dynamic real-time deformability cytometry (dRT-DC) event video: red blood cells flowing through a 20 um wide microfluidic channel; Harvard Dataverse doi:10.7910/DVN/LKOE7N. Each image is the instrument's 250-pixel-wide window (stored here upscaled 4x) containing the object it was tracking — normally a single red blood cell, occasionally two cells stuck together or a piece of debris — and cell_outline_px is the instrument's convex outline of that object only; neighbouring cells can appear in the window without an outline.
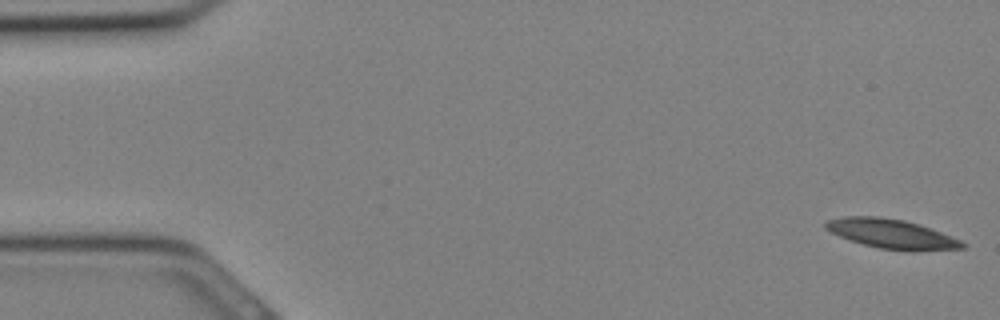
{"species": "Egyptian fruit bat (a non-hibernating species)", "species_latin": "Rousettus aegyptiacus", "temperature_condition": "cold", "stored_images_in_passage": 32, "camera_frame_rate_fps": 3000, "um_per_image_px": 0.085, "animal": {"sex": "female"}, "frame": {"image": 1, "passage_image": 1, "time_ms": 0.0, "image_size_px": [1000, 320], "cell_outline_px": [[968, 248], [912, 252], [880, 248], [848, 240], [824, 228], [824, 220], [844, 216], [880, 216], [904, 220], [940, 232], [960, 240], [968, 244]], "centroid_in_image_um": [75.79, 19.89], "position_along_channel_um": 9.2, "area_um2": 23.58}}
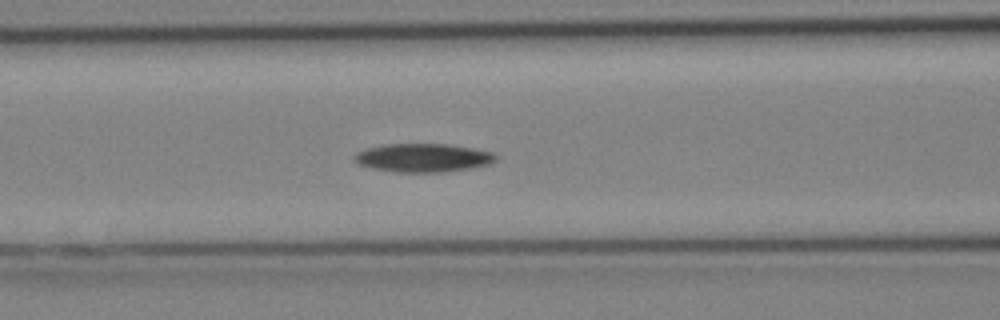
{"frame": {"image": 2, "passage_image": 13, "time_ms": 4.0, "image_size_px": [1000, 320], "cell_outline_px": [[496, 160], [492, 164], [444, 172], [396, 172], [372, 168], [360, 164], [352, 160], [352, 156], [356, 152], [364, 148], [380, 144], [448, 144], [472, 148], [492, 152], [496, 156]], "centroid_in_image_um": [35.91, 13.4], "position_along_channel_um": 130.7, "area_um2": 23.64}}
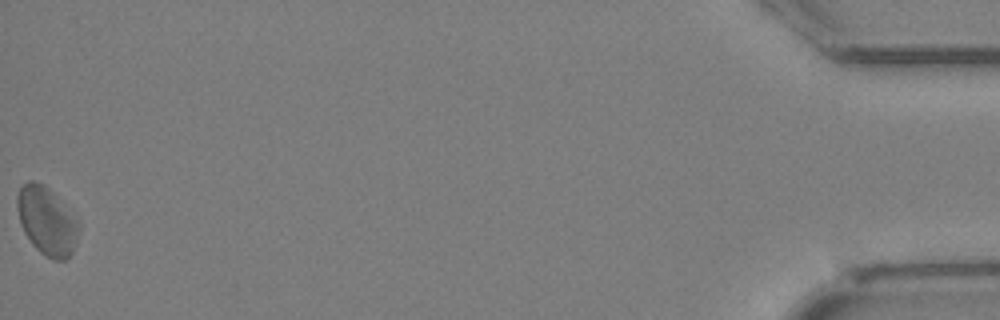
{"frame": {"image": 3, "passage_image": 32, "time_ms": 10.333, "image_size_px": [1000, 320], "cell_outline_px": [[80, 228], [72, 252], [64, 260], [52, 260], [44, 256], [32, 244], [24, 232], [20, 224], [16, 208], [16, 196], [20, 188], [28, 180], [32, 180], [44, 184], [80, 220]], "centroid_in_image_um": [3.97, 18.77], "position_along_channel_um": 431.2, "area_um2": 24.68}}